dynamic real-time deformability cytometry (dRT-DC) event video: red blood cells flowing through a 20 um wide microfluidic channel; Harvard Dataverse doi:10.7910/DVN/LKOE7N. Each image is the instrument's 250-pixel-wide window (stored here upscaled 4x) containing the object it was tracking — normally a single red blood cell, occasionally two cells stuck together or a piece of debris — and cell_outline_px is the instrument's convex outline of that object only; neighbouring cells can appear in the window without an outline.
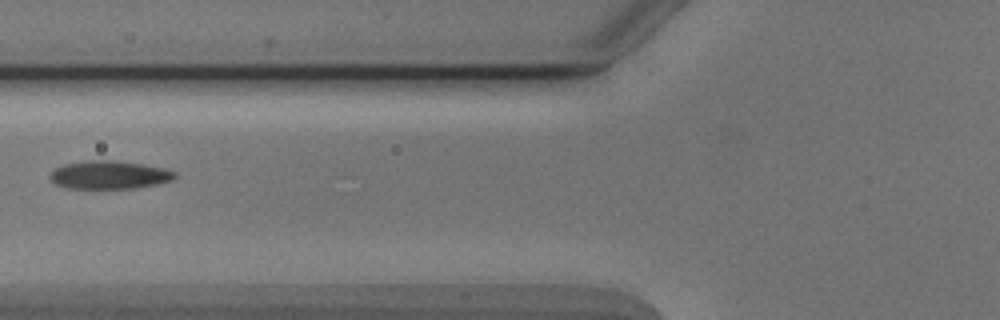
{"species": "Egyptian fruit bat (a non-hibernating species)", "species_latin": "Rousettus aegyptiacus", "temperature_condition": "cold", "stored_images_in_passage": 4, "camera_frame_rate_fps": 3000, "um_per_image_px": 0.085, "animal": {"sex": "male"}, "frame": {"image": 1, "passage_image": 3, "time_ms": 2.333, "image_size_px": [1000, 320], "cell_outline_px": [[176, 176], [172, 180], [156, 184], [136, 188], [64, 188], [56, 184], [48, 176], [56, 168], [64, 164], [88, 160], [112, 160], [144, 164], [164, 168], [176, 172]], "centroid_in_image_um": [9.29, 14.86], "position_along_channel_um": 116.5, "area_um2": 20.46}}
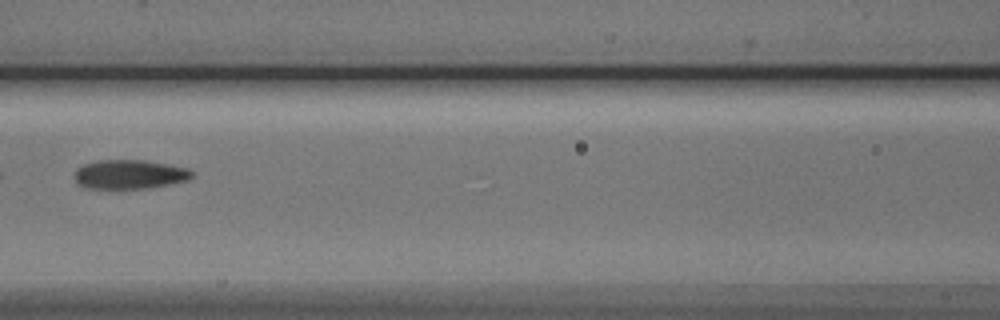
{"frame": {"image": 2, "passage_image": 4, "time_ms": 3.333, "image_size_px": [1000, 320], "cell_outline_px": [[196, 176], [188, 180], [172, 184], [144, 188], [88, 188], [80, 184], [72, 176], [76, 168], [84, 164], [96, 160], [144, 160], [168, 164], [188, 168]], "centroid_in_image_um": [11.03, 14.81], "position_along_channel_um": 155.6, "area_um2": 20.06}}